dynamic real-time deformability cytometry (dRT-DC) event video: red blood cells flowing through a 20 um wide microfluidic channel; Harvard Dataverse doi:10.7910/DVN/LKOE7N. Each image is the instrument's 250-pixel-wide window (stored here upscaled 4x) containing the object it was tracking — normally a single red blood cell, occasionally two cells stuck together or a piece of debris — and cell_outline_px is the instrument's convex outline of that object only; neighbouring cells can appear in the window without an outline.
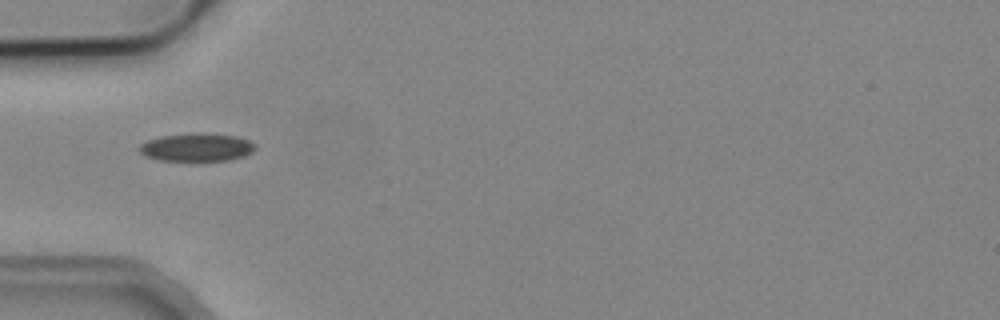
{"species": "common noctule bat (a hibernating species)", "species_latin": "Nyctalus noctula", "temperature_condition": "cold", "stored_images_in_passage": 4, "camera_frame_rate_fps": 3000, "um_per_image_px": 0.085, "animal": {"sex": "male", "body_mass_g": 19.2, "forearm_length_mm": 51.8}, "frame": {"image": 1, "passage_image": 1, "time_ms": 0.0, "image_size_px": [1000, 320], "cell_outline_px": [[256, 148], [252, 152], [244, 156], [228, 160], [196, 164], [160, 160], [144, 156], [140, 152], [140, 144], [148, 140], [164, 136], [196, 132], [204, 132], [236, 136], [248, 140], [256, 144]], "centroid_in_image_um": [16.74, 12.56], "position_along_channel_um": 68.3, "area_um2": 19.88}}
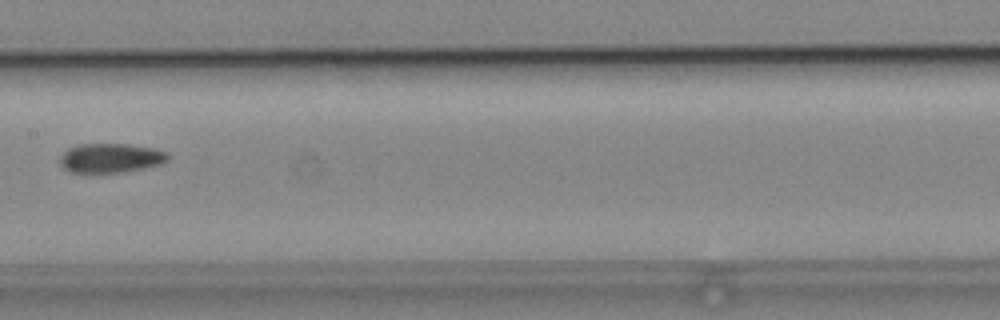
{"frame": {"image": 2, "passage_image": 4, "time_ms": 1.0, "image_size_px": [1000, 320], "cell_outline_px": [[168, 160], [164, 164], [144, 168], [120, 172], [72, 172], [64, 168], [60, 164], [60, 156], [68, 148], [80, 144], [128, 144], [152, 148], [168, 152]], "centroid_in_image_um": [9.43, 13.42], "position_along_channel_um": 198.0, "area_um2": 18.38}}